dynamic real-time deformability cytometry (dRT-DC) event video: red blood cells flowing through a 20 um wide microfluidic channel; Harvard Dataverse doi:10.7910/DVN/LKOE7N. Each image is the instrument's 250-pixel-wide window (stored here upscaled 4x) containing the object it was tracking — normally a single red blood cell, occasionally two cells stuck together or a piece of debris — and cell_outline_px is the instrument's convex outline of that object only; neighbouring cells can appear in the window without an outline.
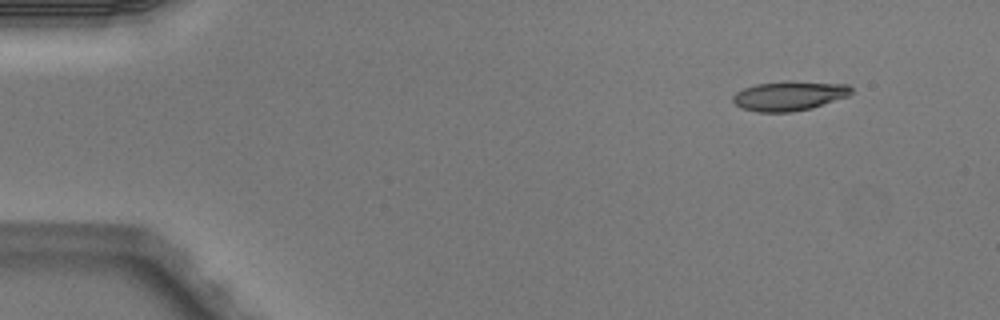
{"species": "Egyptian fruit bat (a non-hibernating species)", "species_latin": "Rousettus aegyptiacus", "temperature_condition": "warm", "stored_images_in_passage": 3, "camera_frame_rate_fps": 3000, "um_per_image_px": 0.085, "animal": {"sex": "male"}, "frame": {"image": 1, "passage_image": 1, "time_ms": 0.0, "image_size_px": [1000, 320], "cell_outline_px": [[852, 92], [848, 96], [812, 108], [792, 112], [756, 112], [740, 108], [732, 100], [732, 96], [736, 92], [744, 88], [756, 84], [788, 80], [848, 84], [852, 88]], "centroid_in_image_um": [67.08, 8.14], "position_along_channel_um": 17.9, "area_um2": 20.63}}
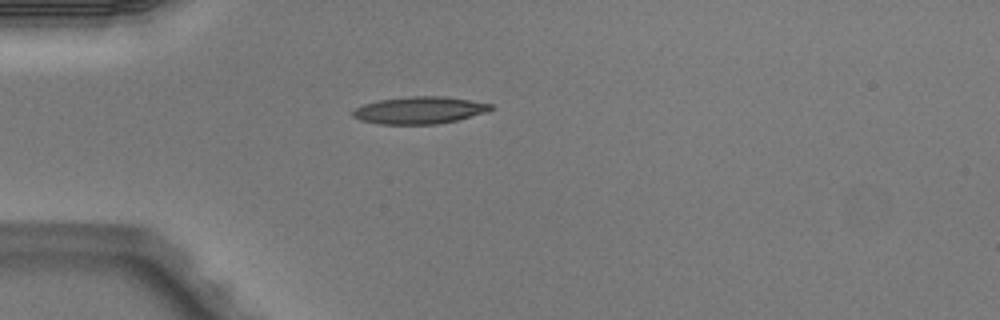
{"frame": {"image": 2, "passage_image": 3, "time_ms": 0.667, "image_size_px": [1000, 320], "cell_outline_px": [[496, 108], [488, 112], [456, 120], [436, 124], [380, 124], [360, 120], [352, 116], [352, 112], [356, 108], [364, 104], [380, 100], [412, 96], [444, 96], [492, 104]], "centroid_in_image_um": [35.69, 9.37], "position_along_channel_um": 49.3, "area_um2": 21.73}}